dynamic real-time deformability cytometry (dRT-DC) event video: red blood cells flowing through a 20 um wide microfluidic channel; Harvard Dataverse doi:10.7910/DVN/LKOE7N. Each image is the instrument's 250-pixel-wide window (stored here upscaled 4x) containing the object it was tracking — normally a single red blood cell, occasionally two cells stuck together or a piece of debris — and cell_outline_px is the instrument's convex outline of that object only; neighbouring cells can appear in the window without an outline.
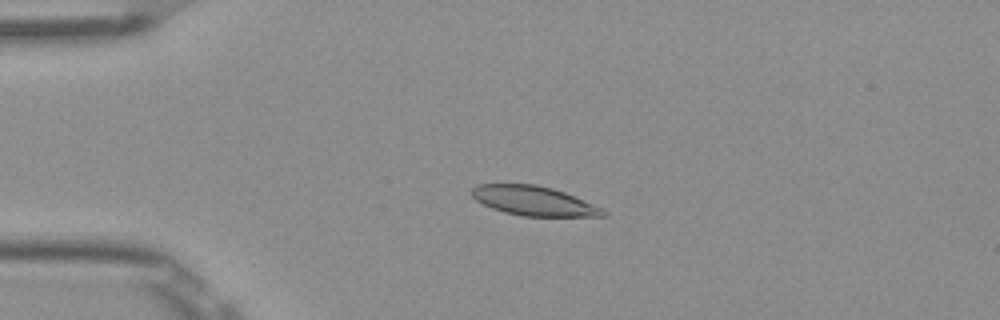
{"species": "Egyptian fruit bat (a non-hibernating species)", "species_latin": "Rousettus aegyptiacus", "temperature_condition": "room temperature", "stored_images_in_passage": 43, "camera_frame_rate_fps": 3000, "um_per_image_px": 0.085, "frame": {"image": 1, "passage_image": 3, "time_ms": 0.667, "image_size_px": [1000, 320], "cell_outline_px": [[608, 216], [520, 216], [504, 212], [492, 208], [476, 200], [472, 196], [472, 188], [480, 184], [536, 184], [552, 188], [564, 192], [604, 208], [608, 212]], "centroid_in_image_um": [45.41, 17.08], "position_along_channel_um": 39.6, "area_um2": 22.54}}
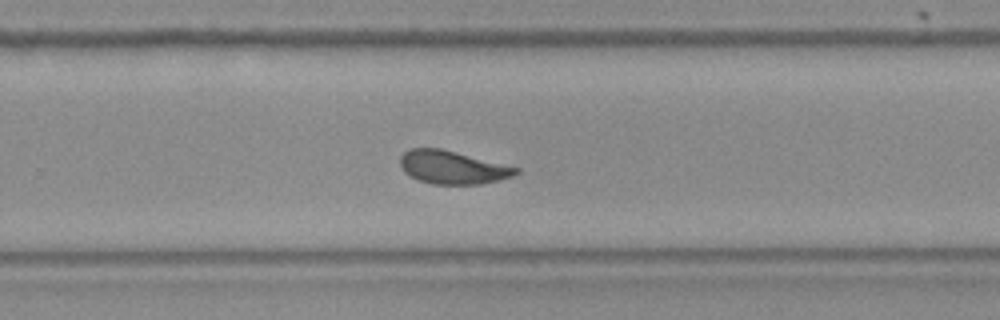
{"frame": {"image": 2, "passage_image": 25, "time_ms": 8.0, "image_size_px": [1000, 320], "cell_outline_px": [[520, 172], [512, 176], [500, 180], [480, 184], [432, 184], [420, 180], [404, 172], [400, 164], [400, 156], [408, 148], [440, 148], [520, 168]], "centroid_in_image_um": [38.46, 14.22], "position_along_channel_um": 291.3, "area_um2": 22.25}}
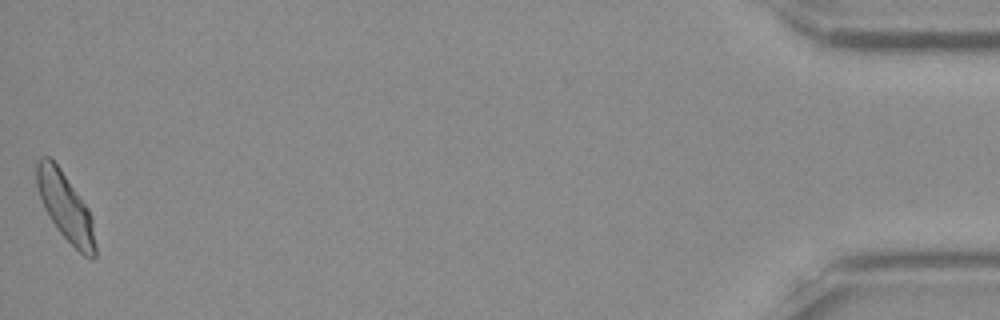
{"frame": {"image": 3, "passage_image": 43, "time_ms": 14.0, "image_size_px": [1000, 320], "cell_outline_px": [[96, 256], [92, 260], [84, 256], [56, 228], [44, 208], [36, 184], [36, 160], [40, 156], [48, 156], [60, 168], [88, 208], [92, 216], [96, 244]], "centroid_in_image_um": [5.57, 17.59], "position_along_channel_um": 429.6, "area_um2": 23.12}, "authors_computed_cell_mechanics": {"area_um2": 22.6576, "velocity_mm_per_s": 3.863, "shape_relaxation_time_tau1_ms": 5.1084, "shape_relaxation_time_tau2_ms": 1.1309, "deformation_change_tau1": 0.1527, "deformation_change_tau2": 0.0581}}